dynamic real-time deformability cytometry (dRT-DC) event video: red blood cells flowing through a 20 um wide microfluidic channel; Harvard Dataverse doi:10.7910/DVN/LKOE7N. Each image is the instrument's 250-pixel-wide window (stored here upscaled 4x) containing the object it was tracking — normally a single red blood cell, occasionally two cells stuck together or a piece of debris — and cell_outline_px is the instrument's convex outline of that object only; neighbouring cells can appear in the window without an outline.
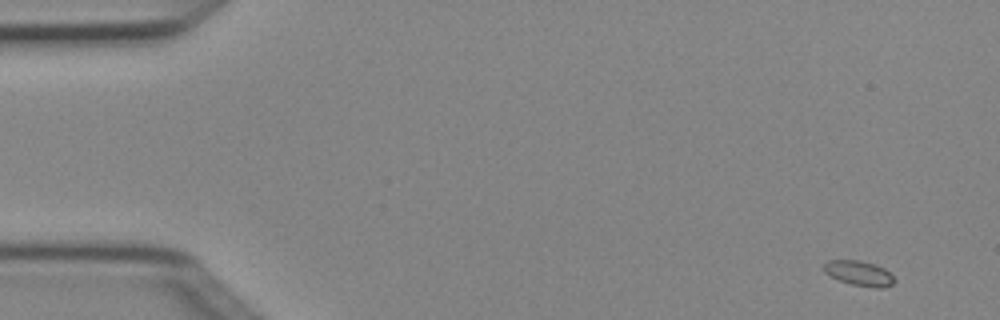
{"species": "Egyptian fruit bat (a non-hibernating species)", "species_latin": "Rousettus aegyptiacus", "temperature_condition": "cold", "stored_images_in_passage": 6, "segment_of_instrument_passage": [1, 2], "camera_frame_rate_fps": 3000, "um_per_image_px": 0.085, "animal": {"sex": "female"}, "frame": {"image": 1, "passage_image": 1, "time_ms": 0.0, "image_size_px": [1000, 320], "cell_outline_px": [[896, 280], [892, 284], [884, 288], [876, 288], [852, 284], [840, 280], [824, 272], [824, 264], [828, 260], [860, 260], [876, 264], [884, 268]], "centroid_in_image_um": [73.04, 23.22], "position_along_channel_um": 12.0, "area_um2": 10.17}}
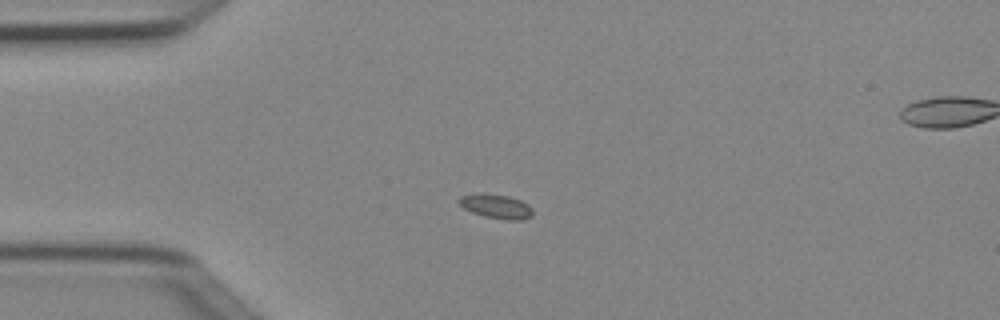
{"frame": {"image": 2, "passage_image": 4, "time_ms": 1.0, "image_size_px": [1000, 320], "cell_outline_px": [[532, 216], [520, 220], [508, 220], [484, 216], [472, 212], [464, 208], [456, 200], [460, 196], [476, 192], [484, 192], [508, 196], [520, 200], [528, 204], [532, 208]], "centroid_in_image_um": [42.14, 17.51], "position_along_channel_um": 42.9, "area_um2": 10.58}}